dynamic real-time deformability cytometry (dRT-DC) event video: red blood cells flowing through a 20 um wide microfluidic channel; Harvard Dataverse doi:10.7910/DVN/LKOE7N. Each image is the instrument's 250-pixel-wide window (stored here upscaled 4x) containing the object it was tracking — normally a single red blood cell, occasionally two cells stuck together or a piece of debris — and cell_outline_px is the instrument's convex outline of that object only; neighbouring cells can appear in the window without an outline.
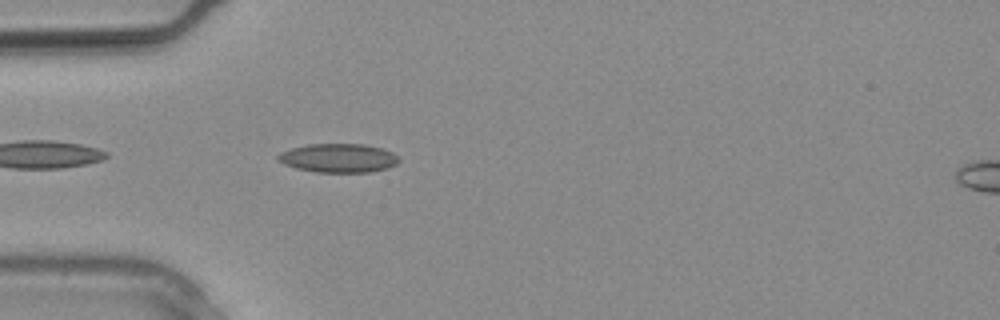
{"species": "common noctule bat (a hibernating species)", "species_latin": "Nyctalus noctula", "temperature_condition": "warm", "stored_images_in_passage": 8, "camera_frame_rate_fps": 3000, "um_per_image_px": 0.085, "animal": {"sex": "male", "body_mass_g": 20.4}, "frame": {"image": 1, "passage_image": 6, "time_ms": 1.667, "image_size_px": [1000, 320], "cell_outline_px": [[400, 160], [396, 164], [388, 168], [368, 172], [316, 172], [296, 168], [284, 164], [276, 160], [276, 156], [280, 152], [292, 148], [308, 144], [364, 144], [380, 148], [392, 152]], "centroid_in_image_um": [28.73, 13.43], "position_along_channel_um": 56.3, "area_um2": 20.29}}